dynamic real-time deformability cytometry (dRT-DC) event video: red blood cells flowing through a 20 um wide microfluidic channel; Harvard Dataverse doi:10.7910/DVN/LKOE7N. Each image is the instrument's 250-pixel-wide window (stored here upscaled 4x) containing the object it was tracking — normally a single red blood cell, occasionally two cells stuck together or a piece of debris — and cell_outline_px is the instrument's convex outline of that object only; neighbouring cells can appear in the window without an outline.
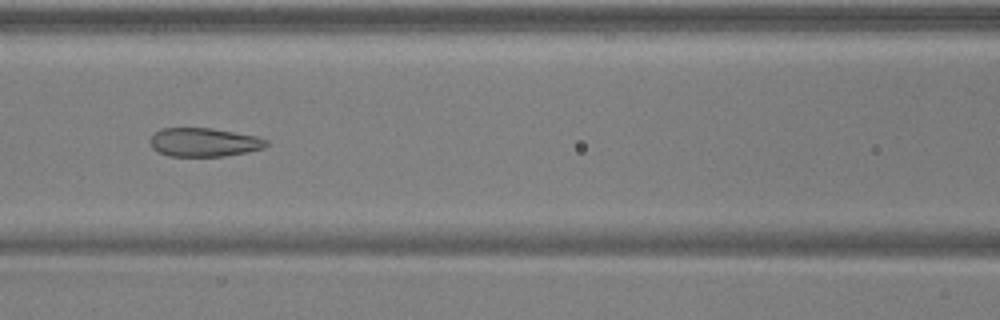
{"species": "common noctule bat (a hibernating species)", "species_latin": "Nyctalus noctula", "temperature_condition": "warm", "stored_images_in_passage": 49, "camera_frame_rate_fps": 3000, "um_per_image_px": 0.085, "animal": {"sex": "male", "body_mass_g": 17.9, "forearm_length_mm": 54.2}, "frame": {"image": 1, "passage_image": 21, "time_ms": 6.667, "image_size_px": [1000, 320], "cell_outline_px": [[268, 144], [264, 148], [248, 152], [224, 156], [168, 156], [152, 148], [148, 140], [160, 128], [212, 128], [256, 136], [268, 140]], "centroid_in_image_um": [17.34, 12.09], "position_along_channel_um": 149.3, "area_um2": 19.48}}
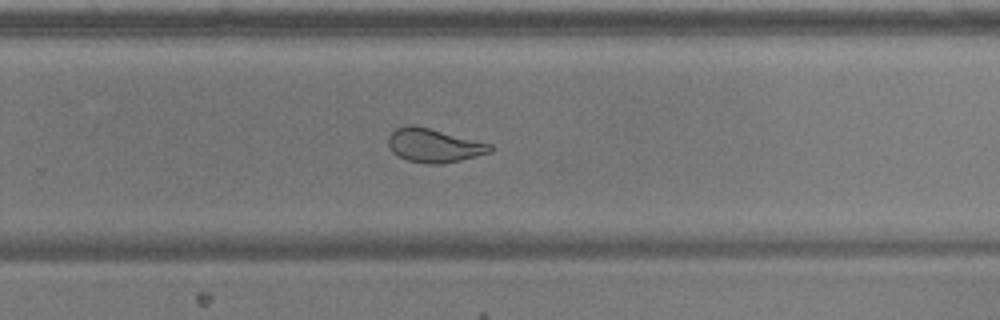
{"frame": {"image": 2, "passage_image": 32, "time_ms": 10.333, "image_size_px": [1000, 320], "cell_outline_px": [[496, 148], [492, 152], [460, 160], [440, 164], [428, 164], [408, 160], [392, 152], [388, 144], [388, 136], [396, 128], [408, 124], [412, 124], [492, 144]], "centroid_in_image_um": [36.9, 12.36], "position_along_channel_um": 292.9, "area_um2": 19.94}}
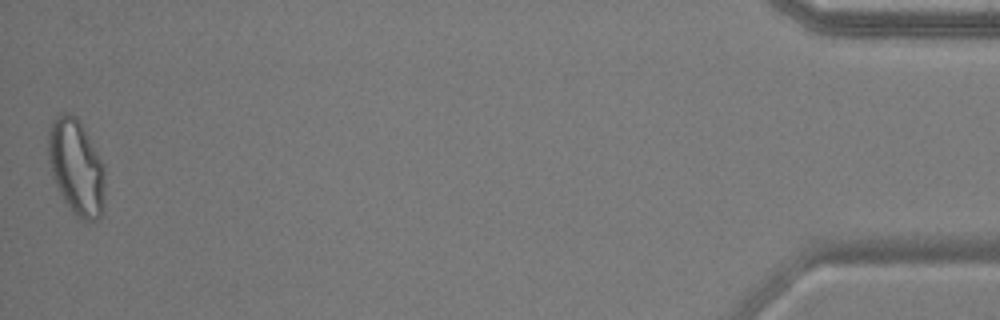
{"frame": {"image": 3, "passage_image": 49, "time_ms": 16.0, "image_size_px": [1000, 320], "cell_outline_px": [[104, 196], [100, 220], [88, 224], [80, 220], [72, 212], [64, 200], [52, 176], [48, 160], [48, 132], [52, 120], [60, 112], [72, 112], [76, 116], [104, 164]], "centroid_in_image_um": [6.48, 14.23], "position_along_channel_um": 428.7, "area_um2": 31.96}, "authors_computed_cell_mechanics": {"area_um2": 24.0448, "velocity_mm_per_s": 3.9236, "shape_relaxation_time_tau1_ms": null, "shape_relaxation_time_tau2_ms": 1.3321, "deformation_change_tau1": null, "deformation_change_tau2": 0.0733}}